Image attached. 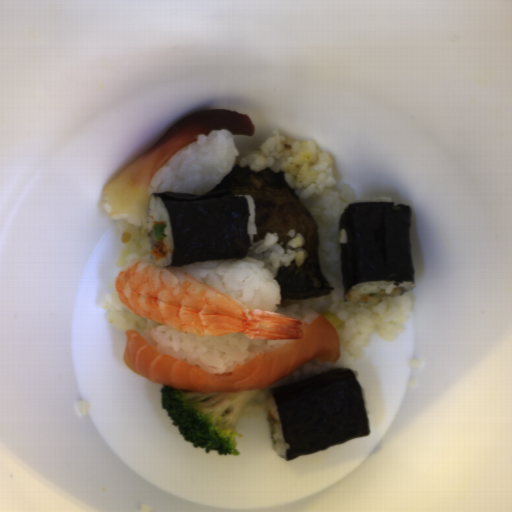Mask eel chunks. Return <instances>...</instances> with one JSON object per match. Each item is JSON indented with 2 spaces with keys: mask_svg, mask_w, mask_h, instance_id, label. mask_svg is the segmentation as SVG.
<instances>
[{
  "mask_svg": "<svg viewBox=\"0 0 512 512\" xmlns=\"http://www.w3.org/2000/svg\"><path fill=\"white\" fill-rule=\"evenodd\" d=\"M207 194L250 195L254 203L257 234L253 242L265 239L267 233H277L283 249L295 230L304 238L307 256L301 266L293 260L280 266L274 279L280 285L279 300L300 301L328 296L334 287L326 280L320 265L318 227L316 220L303 205L295 189L289 187L285 173L271 168L253 171L249 166L233 165L219 184Z\"/></svg>",
  "mask_w": 512,
  "mask_h": 512,
  "instance_id": "obj_1",
  "label": "eel chunks"
}]
</instances>
